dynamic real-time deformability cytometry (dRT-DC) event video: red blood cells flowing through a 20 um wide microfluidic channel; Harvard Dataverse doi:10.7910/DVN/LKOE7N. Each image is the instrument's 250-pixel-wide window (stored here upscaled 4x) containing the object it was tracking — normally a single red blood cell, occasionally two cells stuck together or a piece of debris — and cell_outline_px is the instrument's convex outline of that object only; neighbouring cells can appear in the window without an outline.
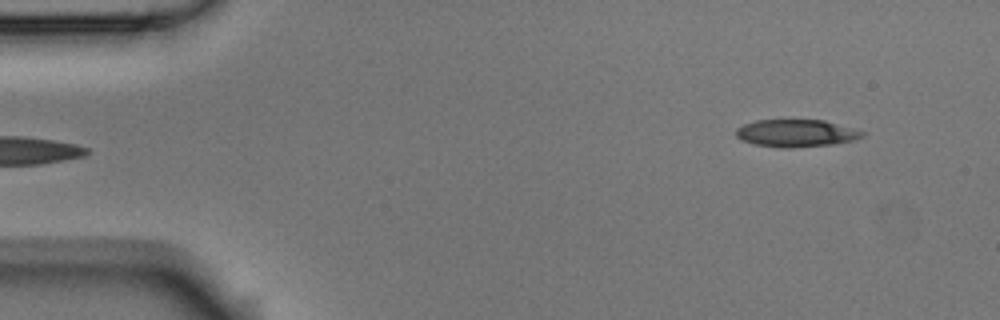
{"species": "Egyptian fruit bat (a non-hibernating species)", "species_latin": "Rousettus aegyptiacus", "temperature_condition": "room temperature", "stored_images_in_passage": 4, "camera_frame_rate_fps": 3000, "um_per_image_px": 0.085, "animal": {"sex": "male"}, "frame": {"image": 1, "passage_image": 4, "time_ms": 1.0, "image_size_px": [1000, 320], "cell_outline_px": [[868, 132], [864, 136], [856, 140], [832, 144], [788, 148], [784, 148], [752, 144], [740, 140], [736, 136], [736, 128], [744, 124], [756, 120], [824, 120]], "centroid_in_image_um": [67.69, 11.32], "position_along_channel_um": 17.3, "area_um2": 20.35}}